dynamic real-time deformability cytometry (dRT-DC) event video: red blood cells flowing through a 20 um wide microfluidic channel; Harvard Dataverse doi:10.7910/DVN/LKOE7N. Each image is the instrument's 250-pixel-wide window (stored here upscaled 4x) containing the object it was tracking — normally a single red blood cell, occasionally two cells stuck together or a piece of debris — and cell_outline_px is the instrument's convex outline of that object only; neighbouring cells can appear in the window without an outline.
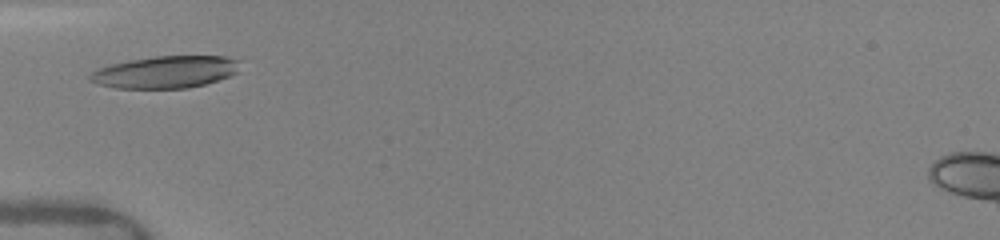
{"species": "human", "species_latin": "Homo sapiens", "temperature_condition": "warm", "stored_images_in_passage": 36, "camera_frame_rate_fps": 3000, "um_per_image_px": 0.085, "donor": {"sex": "female"}, "frame": {"image": 1, "passage_image": 1, "time_ms": 0.0, "image_size_px": [1000, 240], "cell_outline_px": [[244, 60], [236, 72], [232, 76], [204, 84], [188, 88], [116, 88], [100, 84], [88, 80], [88, 76], [92, 72], [100, 68], [112, 64], [132, 60], [156, 56], [224, 56]], "centroid_in_image_um": [14.14, 6.12], "position_along_channel_um": 70.9, "area_um2": 28.09}}
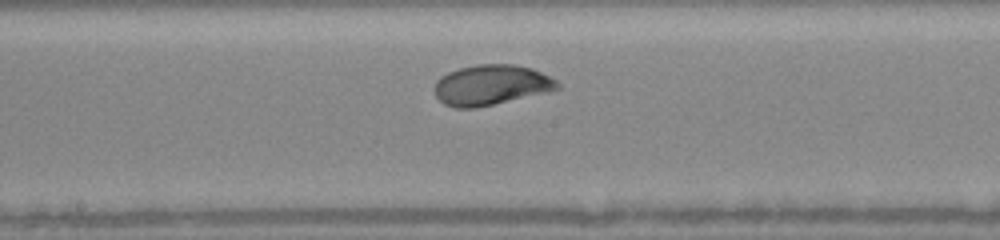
{"frame": {"image": 2, "passage_image": 14, "time_ms": 3.333, "image_size_px": [1000, 240], "cell_outline_px": [[560, 88], [548, 92], [476, 108], [456, 108], [444, 104], [436, 96], [432, 88], [436, 80], [440, 76], [448, 72], [460, 68], [476, 64], [512, 64], [532, 68], [556, 80], [560, 84]], "centroid_in_image_um": [41.71, 7.22], "position_along_channel_um": 206.5, "area_um2": 29.02}}
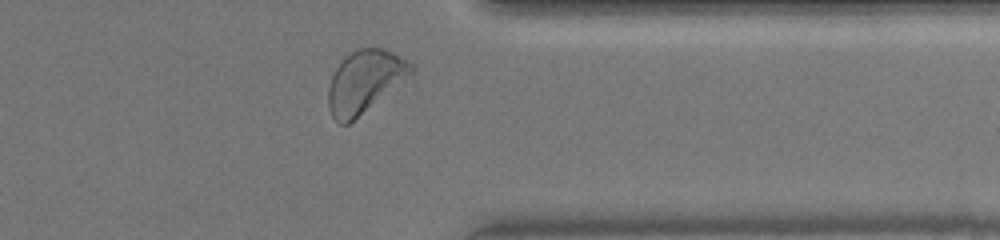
{"frame": {"image": 3, "passage_image": 33, "time_ms": 7.667, "image_size_px": [1000, 240], "cell_outline_px": [[416, 68], [412, 76], [348, 124], [340, 124], [332, 116], [328, 108], [328, 88], [332, 76], [336, 68], [344, 56], [356, 48], [384, 48], [392, 52], [412, 64]], "centroid_in_image_um": [31.02, 6.92], "position_along_channel_um": 380.4, "area_um2": 30.23}, "authors_computed_cell_mechanics": {"area_um2": 28.0908, "velocity_mm_per_s": 4.0801, "shape_relaxation_time_tau1_ms": 2.7054, "shape_relaxation_time_tau2_ms": null, "deformation_change_tau1": 0.1375, "deformation_change_tau2": null}}